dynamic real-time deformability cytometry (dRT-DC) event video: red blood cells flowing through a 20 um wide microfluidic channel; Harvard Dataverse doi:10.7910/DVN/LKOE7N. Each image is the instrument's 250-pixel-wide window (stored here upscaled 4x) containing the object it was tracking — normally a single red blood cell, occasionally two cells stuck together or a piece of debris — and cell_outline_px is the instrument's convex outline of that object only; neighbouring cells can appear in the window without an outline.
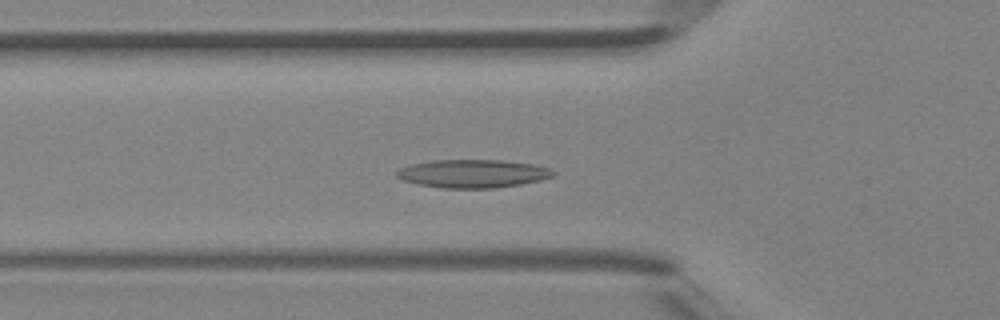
{"species": "Egyptian fruit bat (a non-hibernating species)", "species_latin": "Rousettus aegyptiacus", "temperature_condition": "room temperature", "stored_images_in_passage": 34, "camera_frame_rate_fps": 3000, "um_per_image_px": 0.085, "animal": {"sex": "female"}, "frame": {"image": 1, "passage_image": 7, "time_ms": 2.0, "image_size_px": [1000, 320], "cell_outline_px": [[556, 172], [552, 176], [540, 180], [520, 184], [492, 188], [444, 188], [416, 184], [404, 180], [396, 176], [396, 172], [400, 168], [412, 164], [432, 160], [500, 160], [532, 164], [548, 168]], "centroid_in_image_um": [40.16, 14.75], "position_along_channel_um": 85.6, "area_um2": 25.49}}
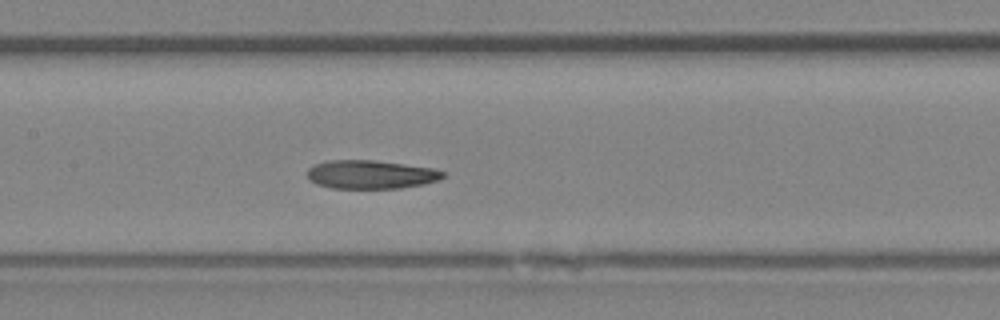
{"frame": {"image": 2, "passage_image": 13, "time_ms": 4.0, "image_size_px": [1000, 320], "cell_outline_px": [[444, 176], [440, 180], [424, 184], [400, 188], [332, 188], [316, 184], [308, 180], [308, 168], [312, 164], [328, 160], [372, 160], [432, 168], [444, 172]], "centroid_in_image_um": [31.48, 14.83], "position_along_channel_um": 175.9, "area_um2": 22.6}}
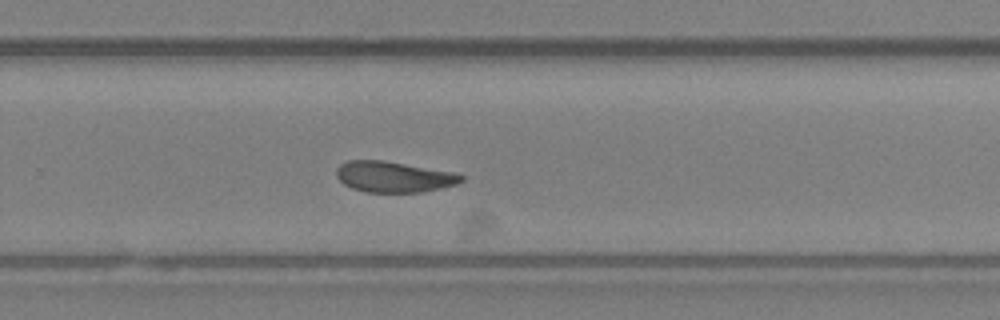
{"frame": {"image": 3, "passage_image": 21, "time_ms": 6.667, "image_size_px": [1000, 320], "cell_outline_px": [[464, 180], [456, 184], [440, 188], [420, 192], [364, 192], [352, 188], [344, 184], [336, 176], [336, 168], [340, 164], [348, 160], [384, 160], [460, 172], [464, 176]], "centroid_in_image_um": [33.51, 15.01], "position_along_channel_um": 296.3, "area_um2": 22.83}, "authors_computed_cell_mechanics": {"area_um2": 22.8021, "velocity_mm_per_s": 4.5156, "shape_relaxation_time_tau1_ms": 9.7402, "shape_relaxation_time_tau2_ms": 3.9647, "deformation_change_tau1": 0.2123, "deformation_change_tau2": 0.104}}